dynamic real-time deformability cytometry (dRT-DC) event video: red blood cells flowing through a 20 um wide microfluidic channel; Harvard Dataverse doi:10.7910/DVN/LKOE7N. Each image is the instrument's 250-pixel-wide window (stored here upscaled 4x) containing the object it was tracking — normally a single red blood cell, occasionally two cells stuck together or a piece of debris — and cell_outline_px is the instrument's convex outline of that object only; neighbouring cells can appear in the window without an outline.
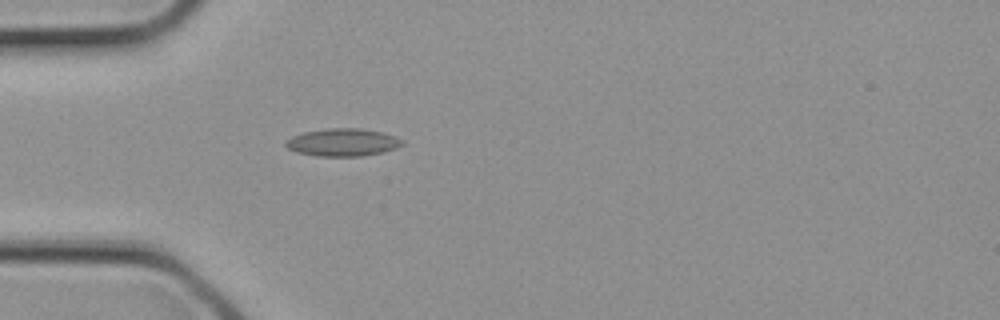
{"species": "common noctule bat (a hibernating species)", "species_latin": "Nyctalus noctula", "temperature_condition": "cold", "stored_images_in_passage": 2, "camera_frame_rate_fps": 3000, "um_per_image_px": 0.085, "animal": {"sex": "female", "body_mass_g": 21.9}, "frame": {"image": 1, "passage_image": 2, "time_ms": 0.333, "image_size_px": [1000, 320], "cell_outline_px": [[404, 144], [396, 148], [380, 152], [360, 156], [316, 156], [296, 152], [288, 148], [284, 144], [292, 136], [304, 132], [328, 128], [360, 128], [384, 132], [396, 136], [404, 140]], "centroid_in_image_um": [29.16, 12.09], "position_along_channel_um": 55.8, "area_um2": 18.79}}